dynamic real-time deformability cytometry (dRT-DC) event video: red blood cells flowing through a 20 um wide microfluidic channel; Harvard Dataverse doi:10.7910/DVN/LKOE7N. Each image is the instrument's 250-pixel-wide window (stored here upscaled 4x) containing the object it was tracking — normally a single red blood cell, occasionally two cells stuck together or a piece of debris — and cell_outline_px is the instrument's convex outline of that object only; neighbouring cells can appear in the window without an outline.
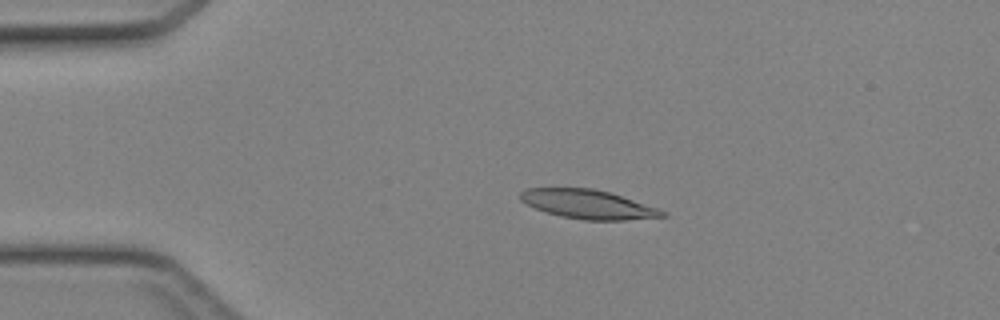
{"species": "Egyptian fruit bat (a non-hibernating species)", "species_latin": "Rousettus aegyptiacus", "temperature_condition": "cold", "stored_images_in_passage": 44, "camera_frame_rate_fps": 3000, "um_per_image_px": 0.085, "animal": {"sex": "female"}, "frame": {"image": 1, "passage_image": 9, "time_ms": 2.667, "image_size_px": [1000, 320], "cell_outline_px": [[668, 216], [624, 220], [584, 220], [560, 216], [536, 208], [520, 200], [520, 192], [524, 188], [592, 188], [608, 192], [668, 212]], "centroid_in_image_um": [49.96, 17.36], "position_along_channel_um": 35.0, "area_um2": 23.64}}
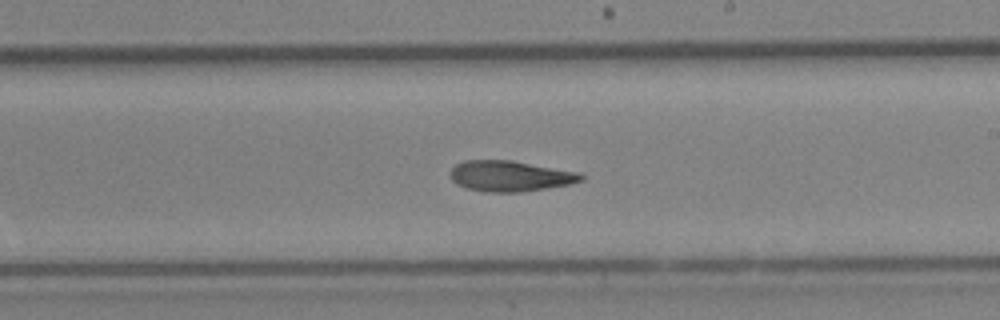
{"frame": {"image": 2, "passage_image": 26, "time_ms": 8.333, "image_size_px": [1000, 320], "cell_outline_px": [[584, 180], [568, 184], [520, 192], [488, 192], [468, 188], [456, 184], [452, 180], [452, 168], [456, 164], [464, 160], [512, 160], [580, 172], [584, 176]], "centroid_in_image_um": [43.38, 14.95], "position_along_channel_um": 245.6, "area_um2": 23.24}}
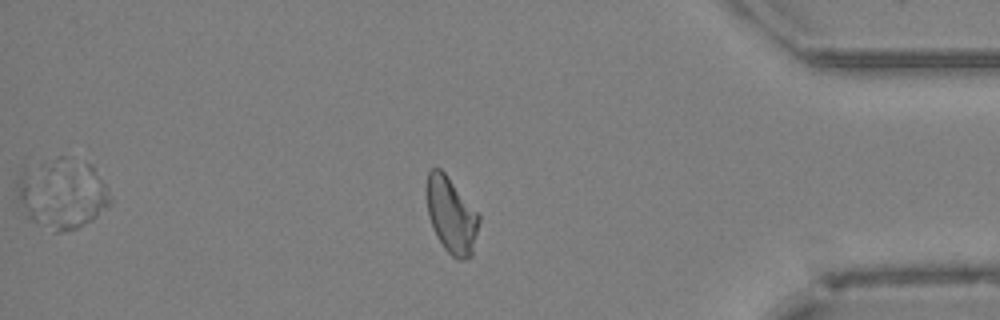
{"frame": {"image": 3, "passage_image": 38, "time_ms": 12.333, "image_size_px": [1000, 320], "cell_outline_px": [[480, 220], [472, 256], [464, 260], [456, 260], [444, 248], [436, 236], [432, 228], [428, 216], [424, 192], [424, 188], [428, 172], [432, 168], [440, 168], [444, 172], [480, 212]], "centroid_in_image_um": [38.35, 18.27], "position_along_channel_um": 396.9, "area_um2": 24.04}}